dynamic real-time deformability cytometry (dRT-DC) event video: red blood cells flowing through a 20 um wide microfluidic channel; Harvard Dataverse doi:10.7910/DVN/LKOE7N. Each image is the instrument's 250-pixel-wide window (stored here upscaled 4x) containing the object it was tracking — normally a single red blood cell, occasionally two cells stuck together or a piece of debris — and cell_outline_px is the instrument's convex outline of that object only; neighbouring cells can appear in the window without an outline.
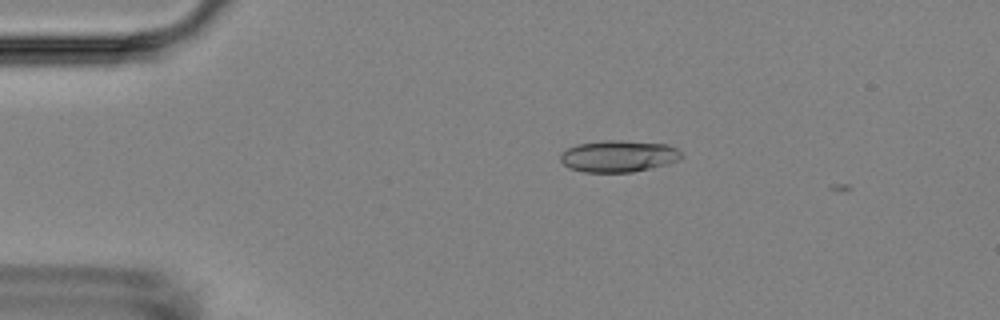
{"species": "Egyptian fruit bat (a non-hibernating species)", "species_latin": "Rousettus aegyptiacus", "temperature_condition": "room temperature", "stored_images_in_passage": 4, "camera_frame_rate_fps": 3000, "um_per_image_px": 0.085, "animal": {"sex": "female"}, "frame": {"image": 1, "passage_image": 1, "time_ms": 0.0, "image_size_px": [1000, 320], "cell_outline_px": [[684, 156], [676, 160], [664, 164], [632, 172], [584, 172], [568, 168], [560, 160], [560, 152], [576, 144], [604, 140], [620, 140], [668, 144], [676, 148]], "centroid_in_image_um": [52.52, 13.26], "position_along_channel_um": 32.5, "area_um2": 22.31}}